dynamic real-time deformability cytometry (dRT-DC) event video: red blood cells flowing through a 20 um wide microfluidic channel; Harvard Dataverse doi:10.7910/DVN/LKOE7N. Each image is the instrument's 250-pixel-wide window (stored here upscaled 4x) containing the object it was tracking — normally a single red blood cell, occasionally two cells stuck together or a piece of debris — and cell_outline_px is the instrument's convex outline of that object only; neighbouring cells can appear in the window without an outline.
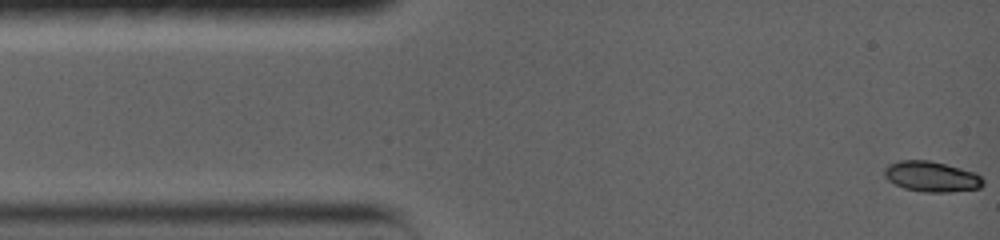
{"species": "common noctule bat (a hibernating species)", "species_latin": "Nyctalus noctula", "temperature_condition": "warm", "stored_images_in_passage": 9, "camera_frame_rate_fps": 5000, "um_per_image_px": 0.085, "animal": {"sex": "female", "body_mass_g": 19.0, "forearm_length_mm": 56.7}, "frame": {"image": 1, "passage_image": 1, "time_ms": 0.0, "image_size_px": [1000, 240], "cell_outline_px": [[984, 184], [980, 188], [948, 192], [924, 192], [904, 188], [888, 180], [884, 176], [884, 168], [888, 164], [900, 160], [928, 160], [960, 168], [972, 172], [980, 176], [984, 180]], "centroid_in_image_um": [79.16, 15.01], "position_along_channel_um": 5.8, "area_um2": 17.4}}